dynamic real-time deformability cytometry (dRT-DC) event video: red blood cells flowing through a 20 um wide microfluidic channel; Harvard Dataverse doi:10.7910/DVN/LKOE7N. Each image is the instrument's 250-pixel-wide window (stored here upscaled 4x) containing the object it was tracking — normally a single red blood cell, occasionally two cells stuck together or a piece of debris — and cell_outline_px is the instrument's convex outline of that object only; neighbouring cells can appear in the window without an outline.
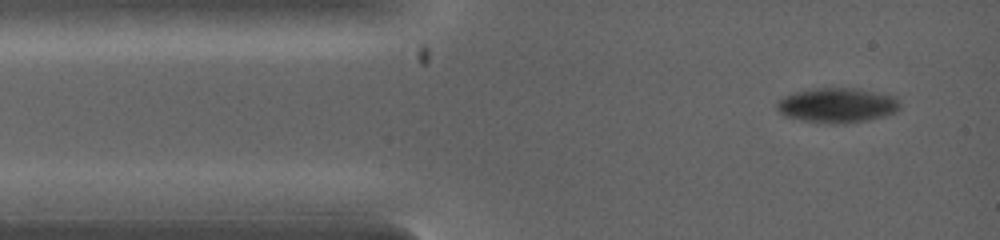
{"species": "common noctule bat (a hibernating species)", "species_latin": "Nyctalus noctula", "temperature_condition": "warm", "stored_images_in_passage": 24, "camera_frame_rate_fps": 5000, "um_per_image_px": 0.085, "animal": {"sex": "female", "body_mass_g": 19.0, "forearm_length_mm": 53.3}, "frame": {"image": 1, "passage_image": 1, "time_ms": 0.0, "image_size_px": [1000, 240], "cell_outline_px": [[900, 108], [892, 112], [880, 116], [864, 120], [832, 124], [804, 120], [784, 116], [776, 108], [776, 104], [784, 96], [796, 92], [816, 88], [856, 88], [892, 96], [900, 104]], "centroid_in_image_um": [71.09, 8.94], "position_along_channel_um": 13.9, "area_um2": 24.22}}
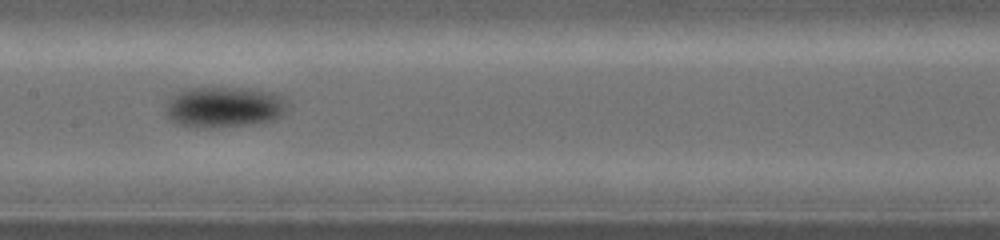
{"frame": {"image": 2, "passage_image": 10, "time_ms": 3.8, "image_size_px": [1000, 240], "cell_outline_px": [[284, 112], [280, 116], [272, 120], [252, 124], [216, 128], [196, 128], [180, 124], [172, 120], [168, 116], [164, 108], [168, 100], [172, 96], [184, 88], [252, 88], [272, 92], [280, 96], [284, 108]], "centroid_in_image_um": [18.97, 9.1], "position_along_channel_um": 188.4, "area_um2": 28.84}}
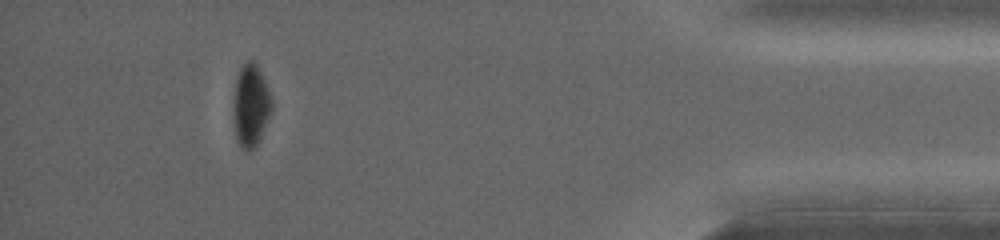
{"frame": {"image": 3, "passage_image": 21, "time_ms": 8.6, "image_size_px": [1000, 240], "cell_outline_px": [[272, 112], [256, 144], [248, 152], [240, 148], [236, 140], [232, 112], [232, 100], [236, 76], [240, 68], [248, 60], [252, 60], [256, 64], [264, 80], [272, 100]], "centroid_in_image_um": [21.27, 8.98], "position_along_channel_um": 413.9, "area_um2": 18.61}}